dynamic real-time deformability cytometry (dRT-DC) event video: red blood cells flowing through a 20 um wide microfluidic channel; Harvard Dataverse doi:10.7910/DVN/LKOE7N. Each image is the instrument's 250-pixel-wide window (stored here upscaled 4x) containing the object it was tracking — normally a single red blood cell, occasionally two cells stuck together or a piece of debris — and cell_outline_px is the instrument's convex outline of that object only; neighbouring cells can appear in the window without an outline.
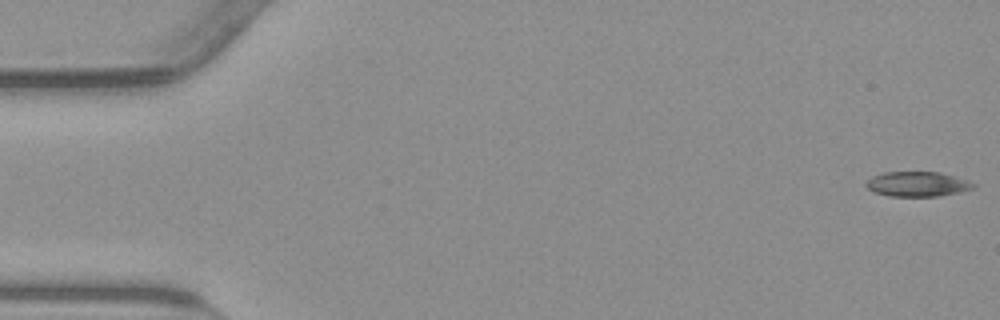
{"species": "common noctule bat (a hibernating species)", "species_latin": "Nyctalus noctula", "temperature_condition": "warm", "stored_images_in_passage": 48, "camera_frame_rate_fps": 3000, "um_per_image_px": 0.085, "animal": {"sex": "male", "body_mass_g": 23.1, "forearm_length_mm": 52.7}, "frame": {"image": 1, "passage_image": 1, "time_ms": 0.0, "image_size_px": [1000, 320], "cell_outline_px": [[976, 188], [936, 196], [888, 196], [876, 192], [868, 188], [864, 184], [872, 176], [884, 172], [940, 172], [968, 180], [976, 184]], "centroid_in_image_um": [77.98, 15.64], "position_along_channel_um": 7.0, "area_um2": 15.43}}
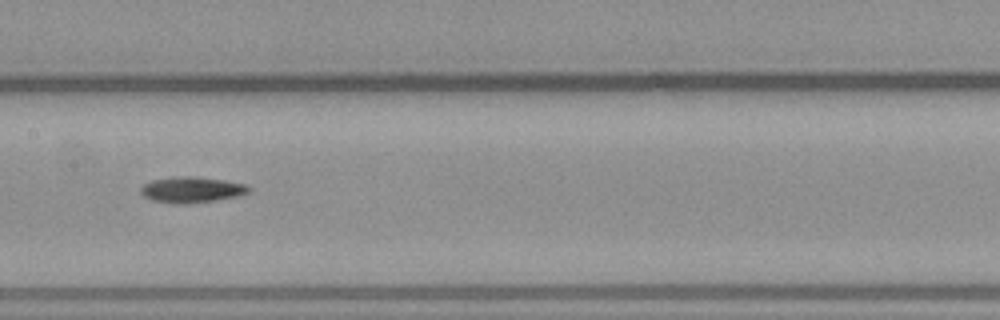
{"frame": {"image": 2, "passage_image": 27, "time_ms": 8.667, "image_size_px": [1000, 320], "cell_outline_px": [[252, 188], [248, 192], [236, 196], [216, 200], [184, 204], [176, 204], [152, 200], [144, 196], [140, 192], [140, 188], [144, 184], [152, 180], [176, 176], [192, 176], [224, 180], [244, 184]], "centroid_in_image_um": [16.26, 16.12], "position_along_channel_um": 191.1, "area_um2": 16.18}}
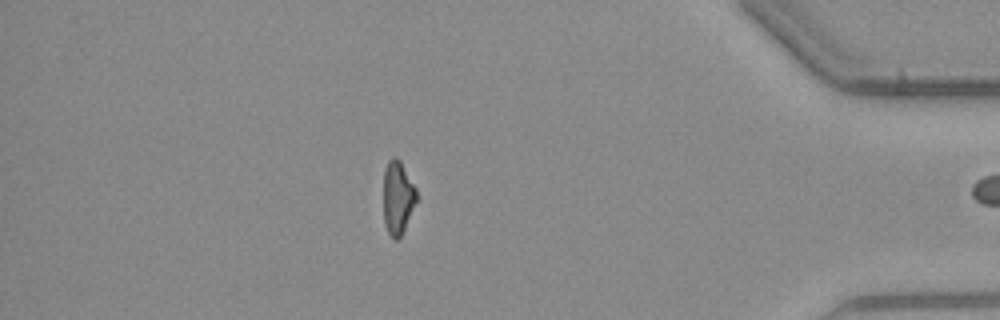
{"frame": {"image": 3, "passage_image": 47, "time_ms": 15.333, "image_size_px": [1000, 320], "cell_outline_px": [[416, 200], [400, 240], [392, 240], [384, 224], [384, 168], [388, 160], [392, 156], [396, 156], [400, 160], [416, 188]], "centroid_in_image_um": [33.79, 16.8], "position_along_channel_um": 401.4, "area_um2": 14.22}}